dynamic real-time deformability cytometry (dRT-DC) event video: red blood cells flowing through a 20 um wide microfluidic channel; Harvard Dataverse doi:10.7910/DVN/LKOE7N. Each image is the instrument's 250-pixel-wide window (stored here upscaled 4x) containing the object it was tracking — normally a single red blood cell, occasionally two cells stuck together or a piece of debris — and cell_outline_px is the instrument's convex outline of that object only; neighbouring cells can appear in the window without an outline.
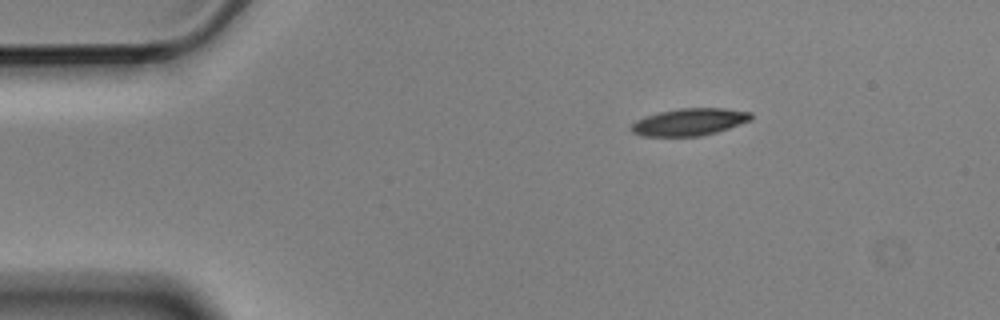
{"species": "Egyptian fruit bat (a non-hibernating species)", "species_latin": "Rousettus aegyptiacus", "temperature_condition": "cold", "stored_images_in_passage": 2, "camera_frame_rate_fps": 3000, "um_per_image_px": 0.085, "animal": {"sex": "male"}, "frame": {"image": 1, "passage_image": 1, "time_ms": 0.0, "image_size_px": [1000, 320], "cell_outline_px": [[752, 120], [716, 132], [700, 136], [644, 136], [632, 132], [632, 124], [636, 120], [644, 116], [660, 112], [680, 108], [724, 108], [752, 112]], "centroid_in_image_um": [58.62, 10.36], "position_along_channel_um": 26.4, "area_um2": 18.9}}